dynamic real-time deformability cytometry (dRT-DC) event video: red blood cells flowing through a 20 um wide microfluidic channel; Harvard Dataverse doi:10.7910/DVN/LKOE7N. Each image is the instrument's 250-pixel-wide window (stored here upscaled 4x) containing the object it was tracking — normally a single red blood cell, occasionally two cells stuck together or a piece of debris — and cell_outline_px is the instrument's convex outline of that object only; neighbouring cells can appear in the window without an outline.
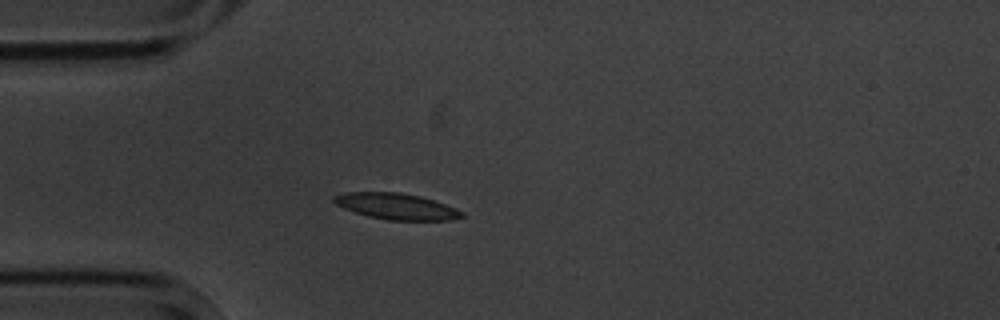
{"species": "common noctule bat (a hibernating species)", "species_latin": "Nyctalus noctula", "temperature_condition": "cold", "stored_images_in_passage": 6, "camera_frame_rate_fps": 3000, "um_per_image_px": 0.085, "animal": {"sex": "male", "body_mass_g": 20.1, "forearm_length_mm": 53.5}, "frame": {"image": 1, "passage_image": 5, "time_ms": 4.667, "image_size_px": [1000, 320], "cell_outline_px": [[464, 216], [452, 220], [388, 220], [368, 216], [344, 208], [336, 204], [332, 200], [332, 196], [344, 192], [400, 192], [420, 196], [456, 208], [464, 212]], "centroid_in_image_um": [33.68, 17.53], "position_along_channel_um": 51.3, "area_um2": 19.42}}